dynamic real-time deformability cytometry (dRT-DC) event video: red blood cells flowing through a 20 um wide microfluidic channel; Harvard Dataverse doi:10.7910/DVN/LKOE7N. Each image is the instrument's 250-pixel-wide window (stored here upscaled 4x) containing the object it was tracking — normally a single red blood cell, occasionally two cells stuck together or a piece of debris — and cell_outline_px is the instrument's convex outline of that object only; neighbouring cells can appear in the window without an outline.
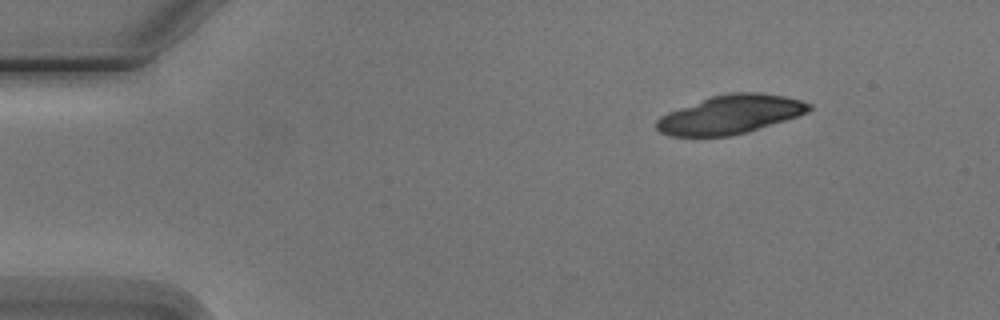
{"species": "Egyptian fruit bat (a non-hibernating species)", "species_latin": "Rousettus aegyptiacus", "temperature_condition": "cold", "stored_images_in_passage": 7, "camera_frame_rate_fps": 3000, "um_per_image_px": 0.085, "animal": {"sex": "male"}, "frame": {"image": 1, "passage_image": 1, "time_ms": 0.0, "image_size_px": [1000, 320], "cell_outline_px": [[812, 108], [808, 112], [784, 120], [744, 132], [728, 136], [668, 136], [660, 132], [656, 128], [656, 120], [660, 116], [668, 112], [712, 96], [728, 92], [760, 92], [784, 96], [800, 100], [812, 104]], "centroid_in_image_um": [62.05, 9.72], "position_along_channel_um": 22.9, "area_um2": 33.99}}
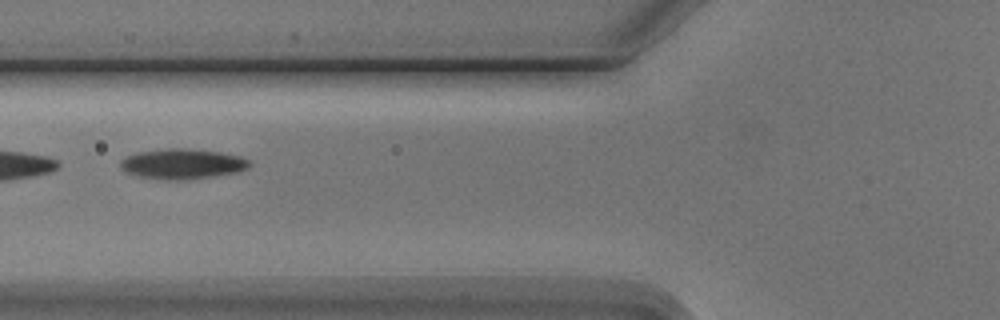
{"frame": {"image": 2, "passage_image": 5, "time_ms": 4.667, "image_size_px": [1000, 320], "cell_outline_px": [[252, 164], [248, 168], [240, 172], [212, 176], [180, 180], [168, 180], [140, 176], [128, 172], [120, 168], [120, 160], [124, 156], [140, 152], [168, 148], [188, 148], [220, 152], [240, 156], [248, 160]], "centroid_in_image_um": [15.52, 13.92], "position_along_channel_um": 110.3, "area_um2": 22.66}}
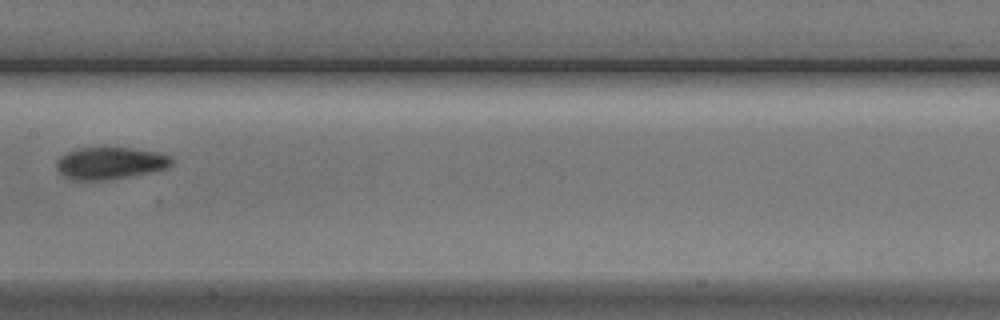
{"frame": {"image": 3, "passage_image": 7, "time_ms": 7.0, "image_size_px": [1000, 320], "cell_outline_px": [[172, 164], [168, 168], [112, 180], [72, 180], [64, 176], [56, 168], [56, 160], [60, 156], [68, 152], [80, 148], [104, 144], [160, 152], [172, 156]], "centroid_in_image_um": [9.37, 13.83], "position_along_channel_um": 198.0, "area_um2": 22.43}}